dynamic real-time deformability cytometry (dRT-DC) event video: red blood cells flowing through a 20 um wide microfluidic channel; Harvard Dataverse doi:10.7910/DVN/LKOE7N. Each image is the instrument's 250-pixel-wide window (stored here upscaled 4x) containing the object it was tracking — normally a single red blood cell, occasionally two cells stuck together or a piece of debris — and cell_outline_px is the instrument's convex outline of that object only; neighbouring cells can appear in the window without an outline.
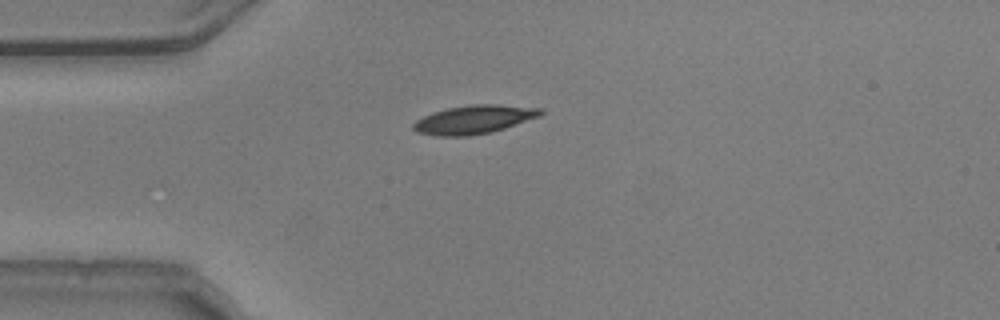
{"species": "common noctule bat (a hibernating species)", "species_latin": "Nyctalus noctula", "temperature_condition": "warm", "stored_images_in_passage": 41, "camera_frame_rate_fps": 3000, "um_per_image_px": 0.085, "animal": {"sex": "male", "body_mass_g": 20.5, "forearm_length_mm": 52.5}, "frame": {"image": 1, "passage_image": 1, "time_ms": 0.0, "image_size_px": [1000, 320], "cell_outline_px": [[544, 112], [540, 116], [492, 132], [468, 136], [436, 136], [416, 132], [412, 128], [412, 124], [416, 120], [432, 112], [448, 108], [472, 104], [496, 104], [544, 108]], "centroid_in_image_um": [40.28, 10.16], "position_along_channel_um": 44.7, "area_um2": 21.27}}
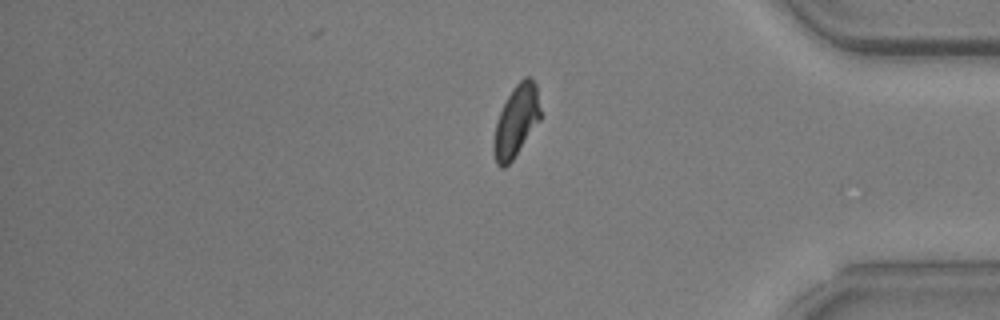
{"frame": {"image": 2, "passage_image": 32, "time_ms": 10.333, "image_size_px": [1000, 320], "cell_outline_px": [[540, 120], [512, 160], [504, 168], [500, 168], [496, 164], [492, 148], [492, 140], [496, 124], [500, 112], [512, 88], [524, 76], [528, 76], [536, 84], [540, 108]], "centroid_in_image_um": [43.85, 10.31], "position_along_channel_um": 391.3, "area_um2": 19.36}}
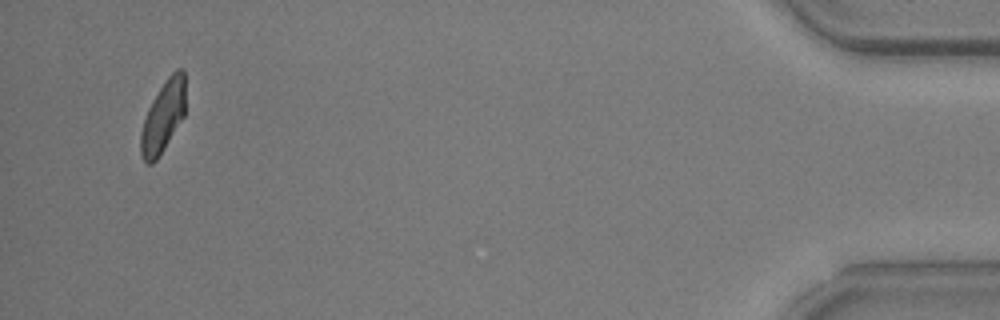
{"frame": {"image": 3, "passage_image": 39, "time_ms": 12.667, "image_size_px": [1000, 320], "cell_outline_px": [[184, 116], [164, 148], [156, 160], [152, 164], [148, 164], [140, 156], [140, 132], [148, 108], [152, 100], [168, 76], [176, 68], [184, 68]], "centroid_in_image_um": [13.85, 9.92], "position_along_channel_um": 421.4, "area_um2": 18.44}, "authors_computed_cell_mechanics": {"area_um2": 19.941, "velocity_mm_per_s": 3.7437, "shape_relaxation_time_tau1_ms": 2.5919, "shape_relaxation_time_tau2_ms": 1.9789, "deformation_change_tau1": 0.1199, "deformation_change_tau2": 0.061}}